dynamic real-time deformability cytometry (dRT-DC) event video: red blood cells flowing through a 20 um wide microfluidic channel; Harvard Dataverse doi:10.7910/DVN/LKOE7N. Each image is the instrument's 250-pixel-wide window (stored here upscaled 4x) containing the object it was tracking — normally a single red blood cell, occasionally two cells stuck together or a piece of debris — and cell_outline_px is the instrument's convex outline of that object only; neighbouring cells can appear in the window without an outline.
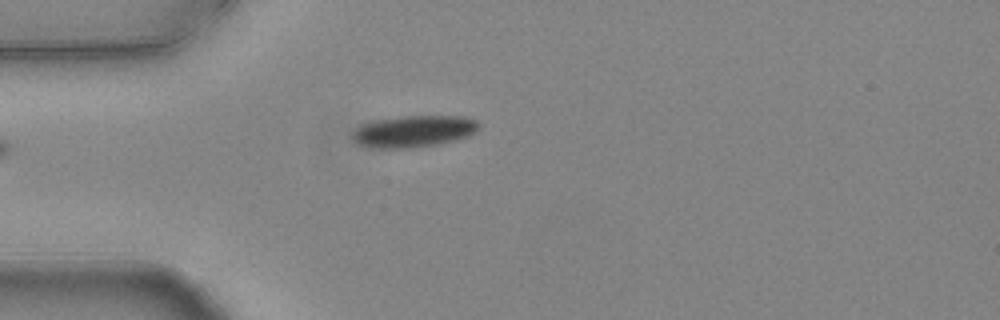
{"species": "common noctule bat (a hibernating species)", "species_latin": "Nyctalus noctula", "temperature_condition": "warm", "stored_images_in_passage": 37, "camera_frame_rate_fps": 3000, "um_per_image_px": 0.085, "animal": {"sex": "female", "body_mass_g": 24.6, "forearm_length_mm": 56.2}, "frame": {"image": 1, "passage_image": 1, "time_ms": 0.0, "image_size_px": [1000, 320], "cell_outline_px": [[480, 128], [476, 132], [468, 136], [440, 144], [416, 148], [368, 148], [356, 144], [352, 140], [352, 132], [360, 124], [376, 120], [404, 116], [464, 116], [476, 120], [480, 124]], "centroid_in_image_um": [35.14, 11.17], "position_along_channel_um": 49.9, "area_um2": 23.81}}
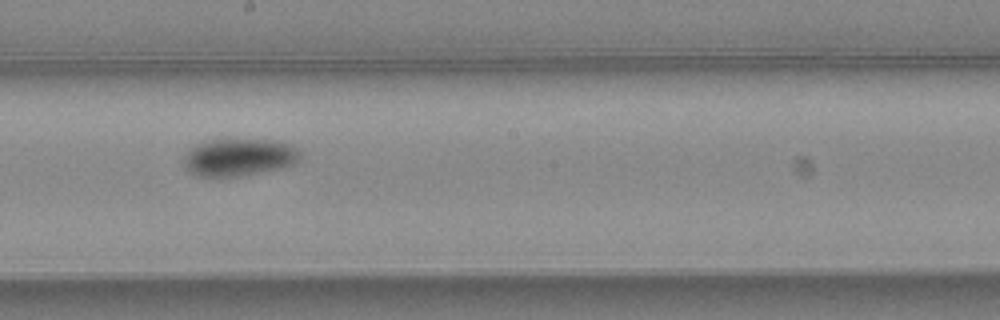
{"frame": {"image": 2, "passage_image": 16, "time_ms": 5.0, "image_size_px": [1000, 320], "cell_outline_px": [[300, 156], [292, 164], [276, 168], [240, 176], [196, 176], [188, 172], [184, 168], [184, 156], [196, 144], [204, 140], [228, 136], [236, 136], [276, 140], [288, 144], [296, 148], [300, 152]], "centroid_in_image_um": [20.24, 13.29], "position_along_channel_um": 228.0, "area_um2": 26.13}}
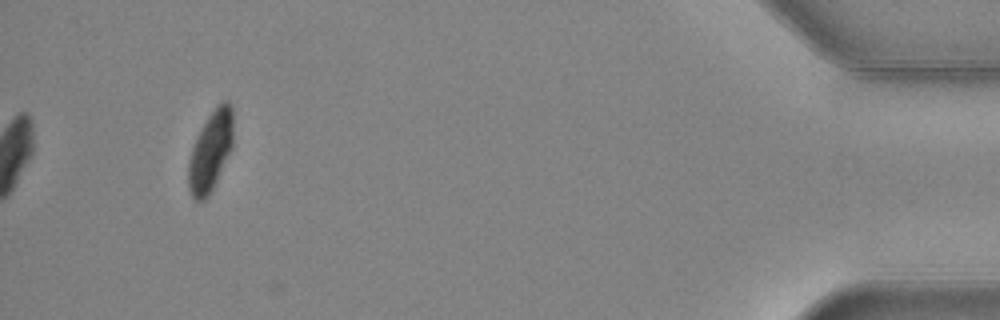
{"frame": {"image": 3, "passage_image": 37, "time_ms": 12.0, "image_size_px": [1000, 320], "cell_outline_px": [[232, 148], [208, 196], [204, 200], [196, 200], [192, 196], [188, 188], [188, 160], [196, 136], [200, 128], [216, 104], [224, 100], [228, 100], [232, 108]], "centroid_in_image_um": [17.88, 12.81], "position_along_channel_um": 417.3, "area_um2": 20.81}, "authors_computed_cell_mechanics": {"area_um2": 24.3338, "velocity_mm_per_s": 3.7905, "shape_relaxation_time_tau1_ms": 2.9412, "shape_relaxation_time_tau2_ms": 3.4313, "deformation_change_tau1": 0.1325, "deformation_change_tau2": 0.0381}}